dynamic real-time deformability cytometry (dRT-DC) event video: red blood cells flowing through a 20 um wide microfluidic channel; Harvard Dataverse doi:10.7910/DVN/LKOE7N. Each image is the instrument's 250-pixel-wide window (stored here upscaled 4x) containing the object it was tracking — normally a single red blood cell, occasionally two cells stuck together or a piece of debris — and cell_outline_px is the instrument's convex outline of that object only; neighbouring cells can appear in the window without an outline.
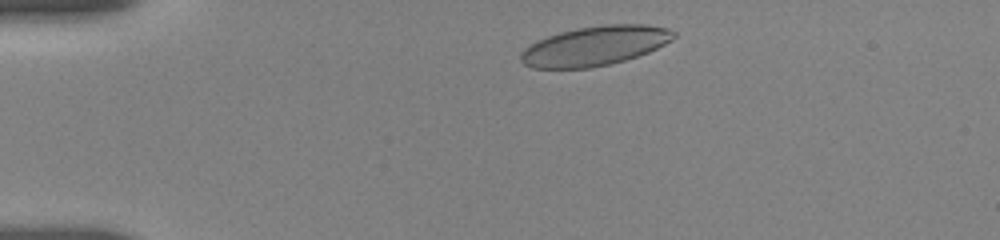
{"species": "human", "species_latin": "Homo sapiens", "temperature_condition": "room temperature", "stored_images_in_passage": 6, "camera_frame_rate_fps": 3000, "um_per_image_px": 0.085, "donor": {"sex": "female"}, "frame": {"image": 1, "passage_image": 1, "time_ms": 0.0, "image_size_px": [1000, 240], "cell_outline_px": [[676, 36], [672, 40], [648, 52], [624, 60], [608, 64], [588, 68], [532, 68], [524, 64], [520, 60], [520, 52], [524, 48], [548, 36], [560, 32], [576, 28], [604, 24], [644, 24], [668, 28], [676, 32]], "centroid_in_image_um": [50.57, 3.89], "position_along_channel_um": 34.4, "area_um2": 35.03}}
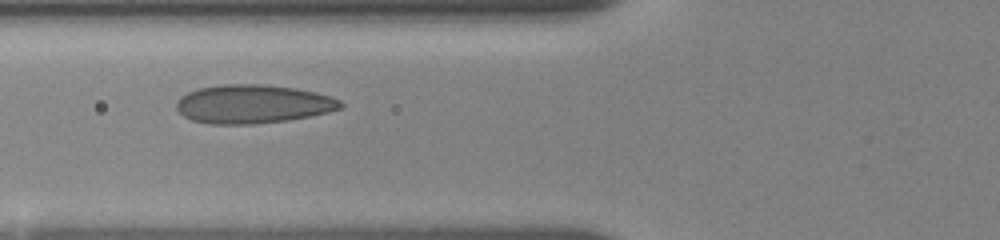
{"frame": {"image": 2, "passage_image": 5, "time_ms": 3.333, "image_size_px": [1000, 240], "cell_outline_px": [[344, 104], [340, 108], [328, 112], [288, 120], [252, 124], [208, 124], [192, 120], [184, 116], [176, 108], [176, 100], [180, 96], [188, 92], [200, 88], [224, 84], [260, 84], [296, 88], [316, 92], [340, 100]], "centroid_in_image_um": [21.47, 8.84], "position_along_channel_um": 104.3, "area_um2": 36.88}}